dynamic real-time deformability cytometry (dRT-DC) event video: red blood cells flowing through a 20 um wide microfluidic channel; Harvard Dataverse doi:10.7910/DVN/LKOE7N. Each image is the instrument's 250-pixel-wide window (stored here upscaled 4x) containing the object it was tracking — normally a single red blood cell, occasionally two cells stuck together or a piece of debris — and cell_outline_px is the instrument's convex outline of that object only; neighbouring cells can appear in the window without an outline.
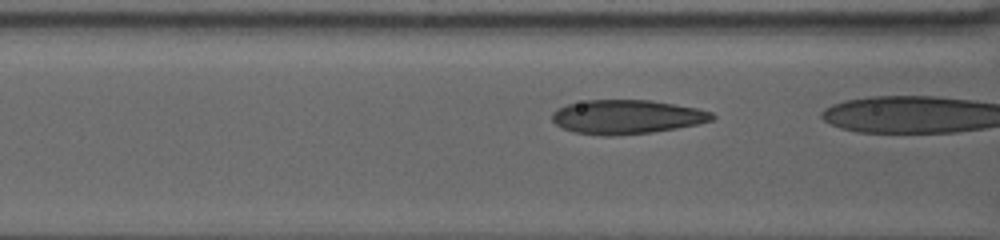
{"species": "human", "species_latin": "Homo sapiens", "temperature_condition": "warm", "stored_images_in_passage": 24, "segment_of_instrument_passage": [2, 2], "camera_frame_rate_fps": 3000, "um_per_image_px": 0.085, "donor": {"sex": "female"}, "frame": {"image": 1, "passage_image": 21, "time_ms": 6.667, "image_size_px": [1000, 240], "cell_outline_px": [[716, 116], [712, 120], [696, 124], [676, 128], [652, 132], [608, 136], [600, 136], [572, 132], [556, 124], [552, 120], [552, 112], [556, 108], [568, 104], [584, 100], [652, 100], [696, 108], [712, 112]], "centroid_in_image_um": [53.23, 9.93], "position_along_channel_um": 113.4, "area_um2": 31.79}}